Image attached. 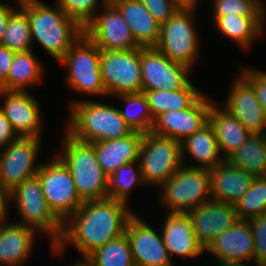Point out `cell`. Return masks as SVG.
<instances>
[{"label": "cell", "instance_id": "obj_1", "mask_svg": "<svg viewBox=\"0 0 266 266\" xmlns=\"http://www.w3.org/2000/svg\"><path fill=\"white\" fill-rule=\"evenodd\" d=\"M128 207L127 203L110 197L83 202L63 223L59 242L51 246L53 253L62 255L70 243L82 259H86L108 241L125 233L127 221L134 214Z\"/></svg>", "mask_w": 266, "mask_h": 266}, {"label": "cell", "instance_id": "obj_2", "mask_svg": "<svg viewBox=\"0 0 266 266\" xmlns=\"http://www.w3.org/2000/svg\"><path fill=\"white\" fill-rule=\"evenodd\" d=\"M16 1L27 13L32 43L38 42L46 53L60 62L84 30L57 4L52 8L41 0Z\"/></svg>", "mask_w": 266, "mask_h": 266}, {"label": "cell", "instance_id": "obj_3", "mask_svg": "<svg viewBox=\"0 0 266 266\" xmlns=\"http://www.w3.org/2000/svg\"><path fill=\"white\" fill-rule=\"evenodd\" d=\"M69 108L70 120L65 130L79 141L94 143L112 140L133 132L118 107L80 99L71 102Z\"/></svg>", "mask_w": 266, "mask_h": 266}, {"label": "cell", "instance_id": "obj_4", "mask_svg": "<svg viewBox=\"0 0 266 266\" xmlns=\"http://www.w3.org/2000/svg\"><path fill=\"white\" fill-rule=\"evenodd\" d=\"M58 157L68 167L79 198L85 202L108 198V176L97 161L95 146L79 141L65 131Z\"/></svg>", "mask_w": 266, "mask_h": 266}, {"label": "cell", "instance_id": "obj_5", "mask_svg": "<svg viewBox=\"0 0 266 266\" xmlns=\"http://www.w3.org/2000/svg\"><path fill=\"white\" fill-rule=\"evenodd\" d=\"M21 220L17 223L32 228L37 233H46L55 246L63 233V222L52 212L37 175L27 179L11 191Z\"/></svg>", "mask_w": 266, "mask_h": 266}, {"label": "cell", "instance_id": "obj_6", "mask_svg": "<svg viewBox=\"0 0 266 266\" xmlns=\"http://www.w3.org/2000/svg\"><path fill=\"white\" fill-rule=\"evenodd\" d=\"M100 57L99 47L83 33L60 61L68 68L69 87L85 95L108 96L101 78Z\"/></svg>", "mask_w": 266, "mask_h": 266}, {"label": "cell", "instance_id": "obj_7", "mask_svg": "<svg viewBox=\"0 0 266 266\" xmlns=\"http://www.w3.org/2000/svg\"><path fill=\"white\" fill-rule=\"evenodd\" d=\"M159 191L168 213H187L211 200L209 170L183 164Z\"/></svg>", "mask_w": 266, "mask_h": 266}, {"label": "cell", "instance_id": "obj_8", "mask_svg": "<svg viewBox=\"0 0 266 266\" xmlns=\"http://www.w3.org/2000/svg\"><path fill=\"white\" fill-rule=\"evenodd\" d=\"M138 162L145 185L160 188L183 165L181 143L152 132L144 133Z\"/></svg>", "mask_w": 266, "mask_h": 266}, {"label": "cell", "instance_id": "obj_9", "mask_svg": "<svg viewBox=\"0 0 266 266\" xmlns=\"http://www.w3.org/2000/svg\"><path fill=\"white\" fill-rule=\"evenodd\" d=\"M195 8H180L166 23L160 25L155 46L171 61L193 68L199 50L198 33L193 25ZM193 16V17H192Z\"/></svg>", "mask_w": 266, "mask_h": 266}, {"label": "cell", "instance_id": "obj_10", "mask_svg": "<svg viewBox=\"0 0 266 266\" xmlns=\"http://www.w3.org/2000/svg\"><path fill=\"white\" fill-rule=\"evenodd\" d=\"M53 159L42 163L36 175L50 209L64 223L83 201L78 196L68 167L57 155Z\"/></svg>", "mask_w": 266, "mask_h": 266}, {"label": "cell", "instance_id": "obj_11", "mask_svg": "<svg viewBox=\"0 0 266 266\" xmlns=\"http://www.w3.org/2000/svg\"><path fill=\"white\" fill-rule=\"evenodd\" d=\"M100 68L107 95L142 92L140 48L126 51L101 50Z\"/></svg>", "mask_w": 266, "mask_h": 266}, {"label": "cell", "instance_id": "obj_12", "mask_svg": "<svg viewBox=\"0 0 266 266\" xmlns=\"http://www.w3.org/2000/svg\"><path fill=\"white\" fill-rule=\"evenodd\" d=\"M40 138L21 137L0 149V183L10 191L35 176L41 166L35 162Z\"/></svg>", "mask_w": 266, "mask_h": 266}, {"label": "cell", "instance_id": "obj_13", "mask_svg": "<svg viewBox=\"0 0 266 266\" xmlns=\"http://www.w3.org/2000/svg\"><path fill=\"white\" fill-rule=\"evenodd\" d=\"M142 92L173 91L183 88L190 80V68L171 61L156 47H140ZM189 73V74H188Z\"/></svg>", "mask_w": 266, "mask_h": 266}, {"label": "cell", "instance_id": "obj_14", "mask_svg": "<svg viewBox=\"0 0 266 266\" xmlns=\"http://www.w3.org/2000/svg\"><path fill=\"white\" fill-rule=\"evenodd\" d=\"M101 13L84 29V33L104 51H126L140 46L136 43L131 29L117 7L108 1Z\"/></svg>", "mask_w": 266, "mask_h": 266}, {"label": "cell", "instance_id": "obj_15", "mask_svg": "<svg viewBox=\"0 0 266 266\" xmlns=\"http://www.w3.org/2000/svg\"><path fill=\"white\" fill-rule=\"evenodd\" d=\"M212 102L203 93L188 109L162 113L154 120L151 132L181 143L208 123Z\"/></svg>", "mask_w": 266, "mask_h": 266}, {"label": "cell", "instance_id": "obj_16", "mask_svg": "<svg viewBox=\"0 0 266 266\" xmlns=\"http://www.w3.org/2000/svg\"><path fill=\"white\" fill-rule=\"evenodd\" d=\"M125 234L136 266H174L161 233L158 234L136 213L128 219Z\"/></svg>", "mask_w": 266, "mask_h": 266}, {"label": "cell", "instance_id": "obj_17", "mask_svg": "<svg viewBox=\"0 0 266 266\" xmlns=\"http://www.w3.org/2000/svg\"><path fill=\"white\" fill-rule=\"evenodd\" d=\"M254 244L249 221L238 220L229 229L218 234L205 251L214 254L219 266H230L254 260Z\"/></svg>", "mask_w": 266, "mask_h": 266}, {"label": "cell", "instance_id": "obj_18", "mask_svg": "<svg viewBox=\"0 0 266 266\" xmlns=\"http://www.w3.org/2000/svg\"><path fill=\"white\" fill-rule=\"evenodd\" d=\"M4 103L0 110L21 137L40 138L42 121L40 105L36 98L26 91L0 89Z\"/></svg>", "mask_w": 266, "mask_h": 266}, {"label": "cell", "instance_id": "obj_19", "mask_svg": "<svg viewBox=\"0 0 266 266\" xmlns=\"http://www.w3.org/2000/svg\"><path fill=\"white\" fill-rule=\"evenodd\" d=\"M199 244L206 249L214 238L238 220L235 205L209 200L187 212Z\"/></svg>", "mask_w": 266, "mask_h": 266}, {"label": "cell", "instance_id": "obj_20", "mask_svg": "<svg viewBox=\"0 0 266 266\" xmlns=\"http://www.w3.org/2000/svg\"><path fill=\"white\" fill-rule=\"evenodd\" d=\"M232 84L224 109L252 134H266V114L252 84L242 74Z\"/></svg>", "mask_w": 266, "mask_h": 266}, {"label": "cell", "instance_id": "obj_21", "mask_svg": "<svg viewBox=\"0 0 266 266\" xmlns=\"http://www.w3.org/2000/svg\"><path fill=\"white\" fill-rule=\"evenodd\" d=\"M161 228L163 242L170 258L174 255L196 258L205 252L196 238L187 213H166Z\"/></svg>", "mask_w": 266, "mask_h": 266}, {"label": "cell", "instance_id": "obj_22", "mask_svg": "<svg viewBox=\"0 0 266 266\" xmlns=\"http://www.w3.org/2000/svg\"><path fill=\"white\" fill-rule=\"evenodd\" d=\"M211 200L236 205L251 186L254 176L224 160L209 170Z\"/></svg>", "mask_w": 266, "mask_h": 266}, {"label": "cell", "instance_id": "obj_23", "mask_svg": "<svg viewBox=\"0 0 266 266\" xmlns=\"http://www.w3.org/2000/svg\"><path fill=\"white\" fill-rule=\"evenodd\" d=\"M143 134L133 131L122 138L92 143L95 146L97 161L107 176L120 166L139 160Z\"/></svg>", "mask_w": 266, "mask_h": 266}, {"label": "cell", "instance_id": "obj_24", "mask_svg": "<svg viewBox=\"0 0 266 266\" xmlns=\"http://www.w3.org/2000/svg\"><path fill=\"white\" fill-rule=\"evenodd\" d=\"M35 233L23 224L0 222V265H24L32 252Z\"/></svg>", "mask_w": 266, "mask_h": 266}, {"label": "cell", "instance_id": "obj_25", "mask_svg": "<svg viewBox=\"0 0 266 266\" xmlns=\"http://www.w3.org/2000/svg\"><path fill=\"white\" fill-rule=\"evenodd\" d=\"M122 14L140 47H155L160 37V24L140 0H111Z\"/></svg>", "mask_w": 266, "mask_h": 266}, {"label": "cell", "instance_id": "obj_26", "mask_svg": "<svg viewBox=\"0 0 266 266\" xmlns=\"http://www.w3.org/2000/svg\"><path fill=\"white\" fill-rule=\"evenodd\" d=\"M218 103L212 102L208 122L213 127L221 156L226 159L252 135L243 124ZM223 152V154H222Z\"/></svg>", "mask_w": 266, "mask_h": 266}, {"label": "cell", "instance_id": "obj_27", "mask_svg": "<svg viewBox=\"0 0 266 266\" xmlns=\"http://www.w3.org/2000/svg\"><path fill=\"white\" fill-rule=\"evenodd\" d=\"M186 153H189L190 157L200 164L195 166L190 164L189 167L194 168L210 170L225 160L223 156H220L221 153L218 148L215 133L209 122L199 131H196L193 135L181 142L182 164L185 163L184 154Z\"/></svg>", "mask_w": 266, "mask_h": 266}, {"label": "cell", "instance_id": "obj_28", "mask_svg": "<svg viewBox=\"0 0 266 266\" xmlns=\"http://www.w3.org/2000/svg\"><path fill=\"white\" fill-rule=\"evenodd\" d=\"M213 18L216 29L244 50L249 48L255 39L265 34L266 16L227 15Z\"/></svg>", "mask_w": 266, "mask_h": 266}, {"label": "cell", "instance_id": "obj_29", "mask_svg": "<svg viewBox=\"0 0 266 266\" xmlns=\"http://www.w3.org/2000/svg\"><path fill=\"white\" fill-rule=\"evenodd\" d=\"M42 74L43 66L32 50L15 53L8 77L0 84V89L26 91L29 86L40 83Z\"/></svg>", "mask_w": 266, "mask_h": 266}, {"label": "cell", "instance_id": "obj_30", "mask_svg": "<svg viewBox=\"0 0 266 266\" xmlns=\"http://www.w3.org/2000/svg\"><path fill=\"white\" fill-rule=\"evenodd\" d=\"M153 119L162 113L188 109L202 94L191 81L183 88L173 91H145Z\"/></svg>", "mask_w": 266, "mask_h": 266}, {"label": "cell", "instance_id": "obj_31", "mask_svg": "<svg viewBox=\"0 0 266 266\" xmlns=\"http://www.w3.org/2000/svg\"><path fill=\"white\" fill-rule=\"evenodd\" d=\"M225 160L254 177L266 176V134H252Z\"/></svg>", "mask_w": 266, "mask_h": 266}, {"label": "cell", "instance_id": "obj_32", "mask_svg": "<svg viewBox=\"0 0 266 266\" xmlns=\"http://www.w3.org/2000/svg\"><path fill=\"white\" fill-rule=\"evenodd\" d=\"M86 260L91 266H136L129 239L125 233L108 241Z\"/></svg>", "mask_w": 266, "mask_h": 266}, {"label": "cell", "instance_id": "obj_33", "mask_svg": "<svg viewBox=\"0 0 266 266\" xmlns=\"http://www.w3.org/2000/svg\"><path fill=\"white\" fill-rule=\"evenodd\" d=\"M117 96L126 103V108L124 110L119 108V112L132 130L142 133L151 132L154 119L146 95L140 92Z\"/></svg>", "mask_w": 266, "mask_h": 266}, {"label": "cell", "instance_id": "obj_34", "mask_svg": "<svg viewBox=\"0 0 266 266\" xmlns=\"http://www.w3.org/2000/svg\"><path fill=\"white\" fill-rule=\"evenodd\" d=\"M136 165L138 168H135ZM107 184L108 197L127 203L133 188L139 184H145L140 163L136 161L120 166L113 174L108 176Z\"/></svg>", "mask_w": 266, "mask_h": 266}, {"label": "cell", "instance_id": "obj_35", "mask_svg": "<svg viewBox=\"0 0 266 266\" xmlns=\"http://www.w3.org/2000/svg\"><path fill=\"white\" fill-rule=\"evenodd\" d=\"M17 9L10 15L2 42L14 53L32 50L33 46L27 13L20 6Z\"/></svg>", "mask_w": 266, "mask_h": 266}, {"label": "cell", "instance_id": "obj_36", "mask_svg": "<svg viewBox=\"0 0 266 266\" xmlns=\"http://www.w3.org/2000/svg\"><path fill=\"white\" fill-rule=\"evenodd\" d=\"M239 220L266 214V176L255 177L249 190L236 203Z\"/></svg>", "mask_w": 266, "mask_h": 266}, {"label": "cell", "instance_id": "obj_37", "mask_svg": "<svg viewBox=\"0 0 266 266\" xmlns=\"http://www.w3.org/2000/svg\"><path fill=\"white\" fill-rule=\"evenodd\" d=\"M106 2L108 0H55V3L83 30L95 19L100 3L102 6Z\"/></svg>", "mask_w": 266, "mask_h": 266}, {"label": "cell", "instance_id": "obj_38", "mask_svg": "<svg viewBox=\"0 0 266 266\" xmlns=\"http://www.w3.org/2000/svg\"><path fill=\"white\" fill-rule=\"evenodd\" d=\"M213 17L220 16H266V10L259 0H214Z\"/></svg>", "mask_w": 266, "mask_h": 266}, {"label": "cell", "instance_id": "obj_39", "mask_svg": "<svg viewBox=\"0 0 266 266\" xmlns=\"http://www.w3.org/2000/svg\"><path fill=\"white\" fill-rule=\"evenodd\" d=\"M249 224L254 237V262L266 266V214L250 218Z\"/></svg>", "mask_w": 266, "mask_h": 266}, {"label": "cell", "instance_id": "obj_40", "mask_svg": "<svg viewBox=\"0 0 266 266\" xmlns=\"http://www.w3.org/2000/svg\"><path fill=\"white\" fill-rule=\"evenodd\" d=\"M140 1L160 25L166 23L181 8L174 0Z\"/></svg>", "mask_w": 266, "mask_h": 266}, {"label": "cell", "instance_id": "obj_41", "mask_svg": "<svg viewBox=\"0 0 266 266\" xmlns=\"http://www.w3.org/2000/svg\"><path fill=\"white\" fill-rule=\"evenodd\" d=\"M241 71V74L252 84L256 97L266 114V72L247 67Z\"/></svg>", "mask_w": 266, "mask_h": 266}, {"label": "cell", "instance_id": "obj_42", "mask_svg": "<svg viewBox=\"0 0 266 266\" xmlns=\"http://www.w3.org/2000/svg\"><path fill=\"white\" fill-rule=\"evenodd\" d=\"M19 136L14 131L12 124L0 110V149L6 147Z\"/></svg>", "mask_w": 266, "mask_h": 266}, {"label": "cell", "instance_id": "obj_43", "mask_svg": "<svg viewBox=\"0 0 266 266\" xmlns=\"http://www.w3.org/2000/svg\"><path fill=\"white\" fill-rule=\"evenodd\" d=\"M15 53L0 44V84L8 77Z\"/></svg>", "mask_w": 266, "mask_h": 266}, {"label": "cell", "instance_id": "obj_44", "mask_svg": "<svg viewBox=\"0 0 266 266\" xmlns=\"http://www.w3.org/2000/svg\"><path fill=\"white\" fill-rule=\"evenodd\" d=\"M16 7L3 2L0 4V44L3 42L4 33L10 18L11 13Z\"/></svg>", "mask_w": 266, "mask_h": 266}, {"label": "cell", "instance_id": "obj_45", "mask_svg": "<svg viewBox=\"0 0 266 266\" xmlns=\"http://www.w3.org/2000/svg\"><path fill=\"white\" fill-rule=\"evenodd\" d=\"M11 201V191L0 183V222L7 221L8 205Z\"/></svg>", "mask_w": 266, "mask_h": 266}, {"label": "cell", "instance_id": "obj_46", "mask_svg": "<svg viewBox=\"0 0 266 266\" xmlns=\"http://www.w3.org/2000/svg\"><path fill=\"white\" fill-rule=\"evenodd\" d=\"M181 8H196L201 0H174Z\"/></svg>", "mask_w": 266, "mask_h": 266}, {"label": "cell", "instance_id": "obj_47", "mask_svg": "<svg viewBox=\"0 0 266 266\" xmlns=\"http://www.w3.org/2000/svg\"><path fill=\"white\" fill-rule=\"evenodd\" d=\"M71 266H91V265L89 264V262L86 259H83L79 262H76L75 264H73Z\"/></svg>", "mask_w": 266, "mask_h": 266}, {"label": "cell", "instance_id": "obj_48", "mask_svg": "<svg viewBox=\"0 0 266 266\" xmlns=\"http://www.w3.org/2000/svg\"><path fill=\"white\" fill-rule=\"evenodd\" d=\"M255 264H256V266H265V265H260L259 263H255ZM230 266H249V265H247V263H242V264H233Z\"/></svg>", "mask_w": 266, "mask_h": 266}]
</instances>
